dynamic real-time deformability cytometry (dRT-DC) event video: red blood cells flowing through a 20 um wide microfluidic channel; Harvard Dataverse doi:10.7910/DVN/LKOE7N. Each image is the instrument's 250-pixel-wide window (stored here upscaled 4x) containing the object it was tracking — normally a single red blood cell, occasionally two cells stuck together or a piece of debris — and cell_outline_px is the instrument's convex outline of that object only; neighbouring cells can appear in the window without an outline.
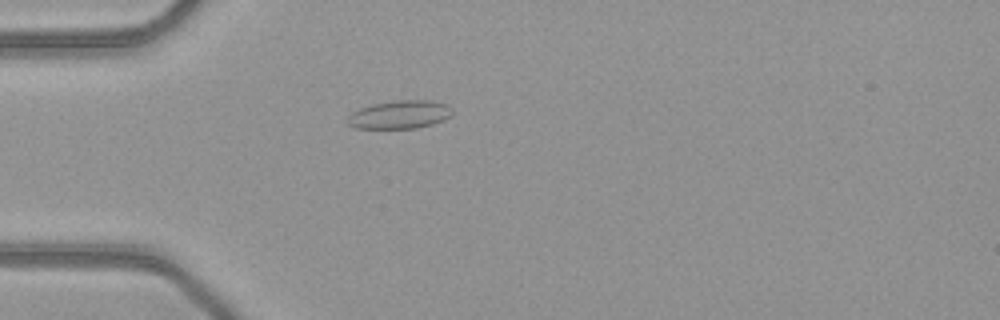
{"species": "common noctule bat (a hibernating species)", "species_latin": "Nyctalus noctula", "temperature_condition": "warm", "stored_images_in_passage": 38, "camera_frame_rate_fps": 3000, "um_per_image_px": 0.085, "animal": {"sex": "female", "body_mass_g": 21.9}, "frame": {"image": 1, "passage_image": 2, "time_ms": 0.333, "image_size_px": [1000, 320], "cell_outline_px": [[452, 116], [432, 124], [416, 128], [356, 128], [348, 124], [348, 116], [352, 112], [360, 108], [372, 104], [392, 100], [432, 100], [448, 104], [452, 108]], "centroid_in_image_um": [34.0, 9.72], "position_along_channel_um": 51.0, "area_um2": 17.34}}
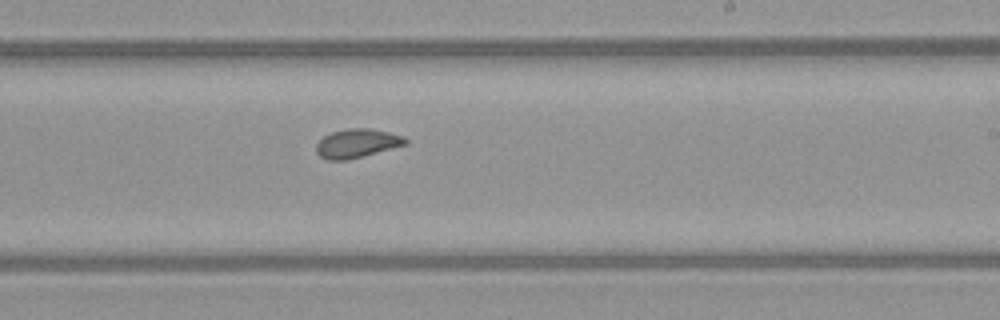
{"frame": {"image": 2, "passage_image": 18, "time_ms": 5.667, "image_size_px": [1000, 320], "cell_outline_px": [[408, 144], [364, 156], [348, 160], [328, 160], [320, 156], [316, 152], [316, 144], [324, 136], [332, 132], [348, 128], [368, 128], [388, 132], [404, 136], [408, 140]], "centroid_in_image_um": [30.36, 12.19], "position_along_channel_um": 258.6, "area_um2": 15.03}}
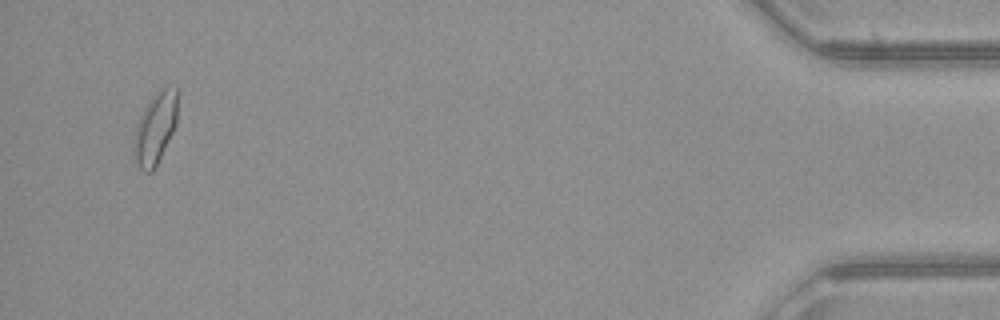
{"frame": {"image": 3, "passage_image": 36, "time_ms": 11.667, "image_size_px": [1000, 320], "cell_outline_px": [[176, 124], [152, 172], [144, 172], [136, 164], [132, 152], [132, 144], [136, 124], [148, 100], [160, 88], [176, 88]], "centroid_in_image_um": [13.13, 10.93], "position_along_channel_um": 422.1, "area_um2": 17.98}, "authors_computed_cell_mechanics": {"area_um2": 15.1725, "velocity_mm_per_s": 4.096, "shape_relaxation_time_tau1_ms": null, "shape_relaxation_time_tau2_ms": 1.4473, "deformation_change_tau1": null, "deformation_change_tau2": 0.0623}}